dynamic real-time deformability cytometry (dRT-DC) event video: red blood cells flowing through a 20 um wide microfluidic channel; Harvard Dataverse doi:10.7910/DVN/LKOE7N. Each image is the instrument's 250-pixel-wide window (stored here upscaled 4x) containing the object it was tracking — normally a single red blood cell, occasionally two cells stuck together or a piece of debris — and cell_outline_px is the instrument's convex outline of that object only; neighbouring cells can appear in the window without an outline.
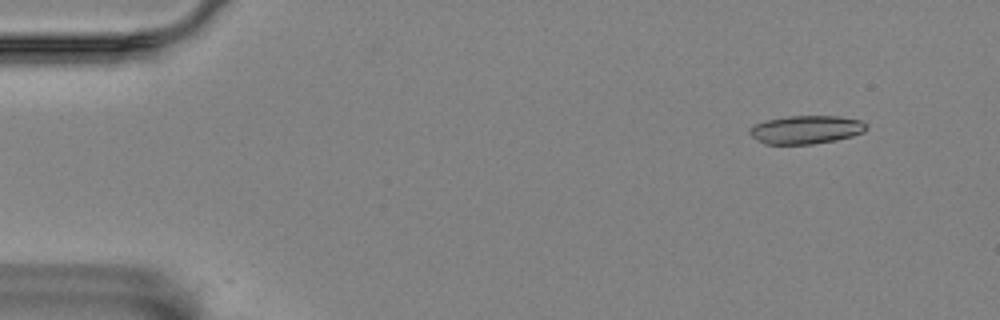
{"species": "Egyptian fruit bat (a non-hibernating species)", "species_latin": "Rousettus aegyptiacus", "temperature_condition": "room temperature", "stored_images_in_passage": 5, "camera_frame_rate_fps": 3000, "um_per_image_px": 0.085, "animal": {"sex": "female"}, "frame": {"image": 1, "passage_image": 1, "time_ms": 0.0, "image_size_px": [1000, 320], "cell_outline_px": [[868, 128], [864, 132], [852, 136], [836, 140], [812, 144], [764, 144], [752, 136], [748, 132], [756, 124], [768, 120], [788, 116], [840, 116], [860, 120], [868, 124]], "centroid_in_image_um": [68.57, 11.02], "position_along_channel_um": 16.4, "area_um2": 19.19}}
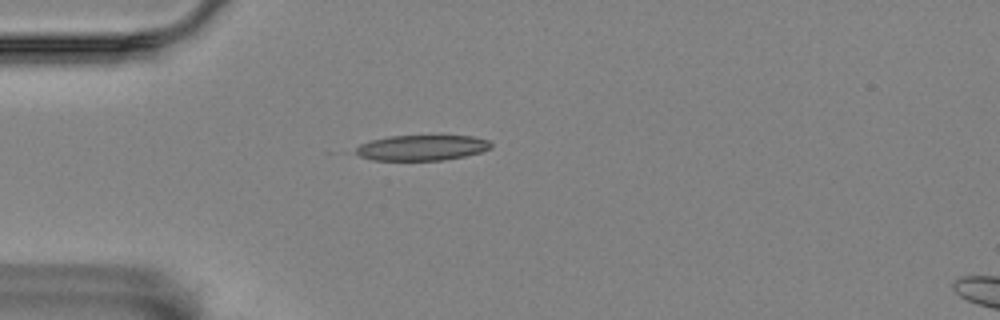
{"frame": {"image": 2, "passage_image": 4, "time_ms": 1.0, "image_size_px": [1000, 320], "cell_outline_px": [[492, 148], [480, 152], [464, 156], [440, 160], [372, 160], [360, 156], [352, 152], [352, 148], [360, 144], [372, 140], [388, 136], [472, 136], [488, 140], [492, 144]], "centroid_in_image_um": [35.8, 12.56], "position_along_channel_um": 49.2, "area_um2": 20.11}}